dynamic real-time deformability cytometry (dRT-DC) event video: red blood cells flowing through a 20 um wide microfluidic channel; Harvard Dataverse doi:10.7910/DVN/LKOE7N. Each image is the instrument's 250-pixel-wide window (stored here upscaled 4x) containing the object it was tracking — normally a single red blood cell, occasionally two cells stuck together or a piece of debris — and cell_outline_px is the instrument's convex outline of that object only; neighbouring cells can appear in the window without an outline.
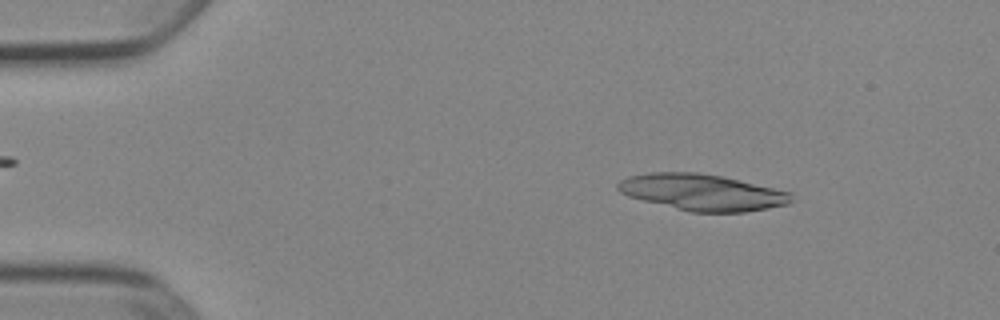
{"species": "Egyptian fruit bat (a non-hibernating species)", "species_latin": "Rousettus aegyptiacus", "temperature_condition": "cold", "stored_images_in_passage": 50, "camera_frame_rate_fps": 3000, "um_per_image_px": 0.085, "animal": {"sex": "female"}, "frame": {"image": 1, "passage_image": 7, "time_ms": 2.0, "image_size_px": [1000, 320], "cell_outline_px": [[792, 200], [788, 204], [768, 208], [744, 212], [692, 212], [628, 196], [620, 192], [616, 188], [616, 184], [620, 180], [628, 176], [648, 172], [696, 172], [720, 176], [792, 192]], "centroid_in_image_um": [59.67, 16.34], "position_along_channel_um": 25.3, "area_um2": 36.47}}
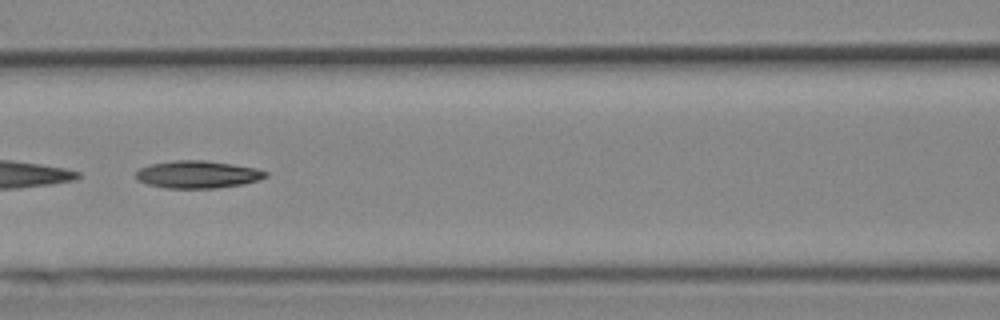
{"frame": {"image": 2, "passage_image": 23, "time_ms": 7.333, "image_size_px": [1000, 320], "cell_outline_px": [[268, 176], [260, 180], [244, 184], [216, 188], [164, 188], [148, 184], [136, 180], [136, 172], [140, 168], [148, 164], [172, 160], [204, 160], [232, 164], [256, 168], [268, 172]], "centroid_in_image_um": [16.79, 14.82], "position_along_channel_um": 149.8, "area_um2": 20.98}}
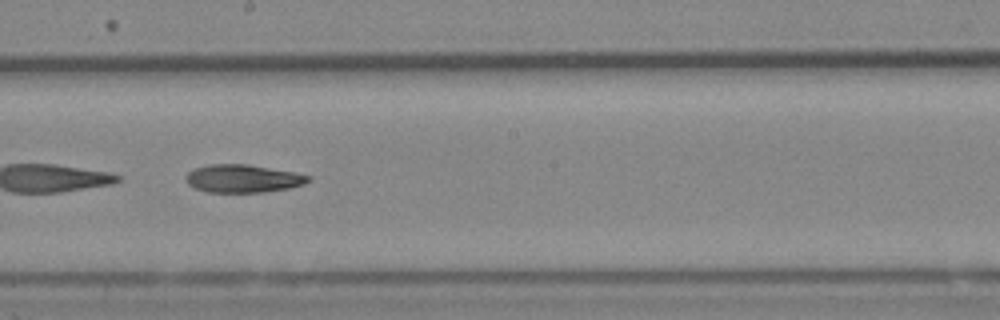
{"frame": {"image": 3, "passage_image": 29, "time_ms": 9.333, "image_size_px": [1000, 320], "cell_outline_px": [[308, 180], [304, 184], [288, 188], [264, 192], [208, 192], [196, 188], [188, 184], [184, 176], [188, 172], [196, 168], [208, 164], [248, 164], [296, 172], [308, 176]], "centroid_in_image_um": [20.62, 15.17], "position_along_channel_um": 227.6, "area_um2": 19.83}, "authors_computed_cell_mechanics": {"area_um2": 21.0103, "velocity_mm_per_s": 3.9094, "shape_relaxation_time_tau1_ms": 5.3029, "shape_relaxation_time_tau2_ms": null, "deformation_change_tau1": 0.158, "deformation_change_tau2": null}}